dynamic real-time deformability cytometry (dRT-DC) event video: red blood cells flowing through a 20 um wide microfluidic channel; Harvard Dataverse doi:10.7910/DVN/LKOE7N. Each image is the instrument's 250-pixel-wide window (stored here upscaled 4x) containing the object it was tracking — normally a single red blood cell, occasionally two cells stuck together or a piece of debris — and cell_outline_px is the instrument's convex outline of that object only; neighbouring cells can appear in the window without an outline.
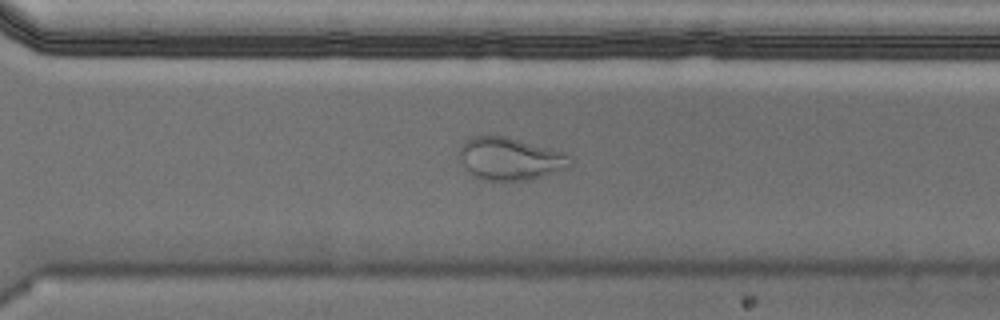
{"species": "Egyptian fruit bat (a non-hibernating species)", "species_latin": "Rousettus aegyptiacus", "temperature_condition": "cold", "stored_images_in_passage": 56, "camera_frame_rate_fps": 3000, "um_per_image_px": 0.085, "animal": {"sex": "male"}, "frame": {"image": 1, "passage_image": 40, "time_ms": 13.0, "image_size_px": [1000, 320], "cell_outline_px": [[572, 164], [568, 168], [528, 180], [484, 180], [472, 176], [468, 172], [460, 160], [460, 148], [464, 140], [468, 136], [508, 136], [560, 152], [568, 156], [572, 160]], "centroid_in_image_um": [43.3, 13.49], "position_along_channel_um": 327.3, "area_um2": 27.34}, "authors_computed_cell_mechanics": {"area_um2": 22.0507, "velocity_mm_per_s": 3.5446, "shape_relaxation_time_tau1_ms": null, "shape_relaxation_time_tau2_ms": 1.2803, "deformation_change_tau1": null, "deformation_change_tau2": 0.0666}}